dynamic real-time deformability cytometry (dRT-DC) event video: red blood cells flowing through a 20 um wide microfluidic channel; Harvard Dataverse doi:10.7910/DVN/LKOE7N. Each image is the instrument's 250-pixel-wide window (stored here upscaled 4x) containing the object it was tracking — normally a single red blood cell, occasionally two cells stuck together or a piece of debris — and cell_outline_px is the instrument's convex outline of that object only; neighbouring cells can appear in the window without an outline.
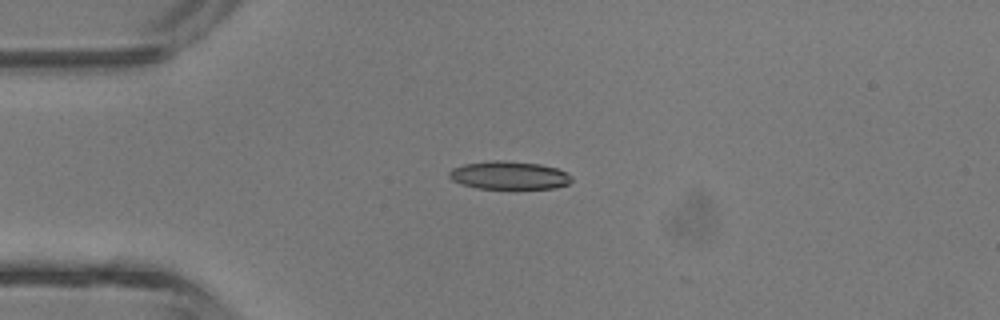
{"species": "common noctule bat (a hibernating species)", "species_latin": "Nyctalus noctula", "temperature_condition": "room temperature", "stored_images_in_passage": 6, "camera_frame_rate_fps": 3000, "um_per_image_px": 0.085, "animal": {"sex": "male", "body_mass_g": 13.3}, "frame": {"image": 1, "passage_image": 1, "time_ms": 0.0, "image_size_px": [1000, 320], "cell_outline_px": [[572, 180], [568, 184], [552, 188], [516, 192], [476, 188], [460, 184], [452, 180], [448, 176], [448, 172], [452, 168], [464, 164], [488, 160], [504, 160], [540, 164], [556, 168], [572, 176]], "centroid_in_image_um": [43.25, 14.95], "position_along_channel_um": 41.8, "area_um2": 21.15}}
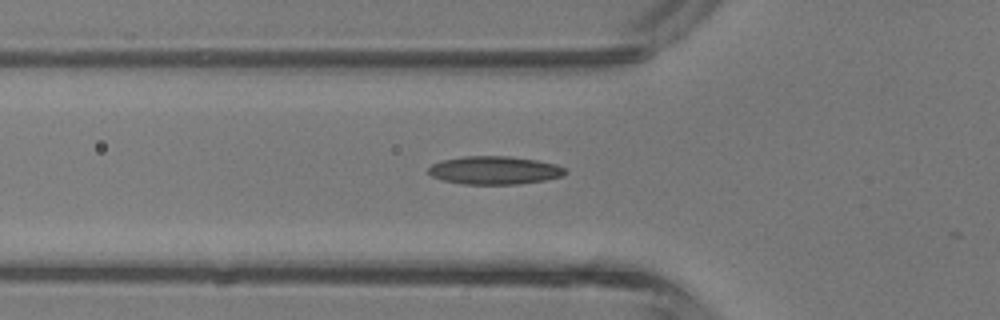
{"frame": {"image": 2, "passage_image": 5, "time_ms": 1.333, "image_size_px": [1000, 320], "cell_outline_px": [[568, 172], [564, 176], [544, 180], [516, 184], [464, 184], [444, 180], [432, 176], [428, 172], [428, 168], [432, 164], [444, 160], [464, 156], [508, 156], [536, 160], [556, 164], [568, 168]], "centroid_in_image_um": [42.09, 14.47], "position_along_channel_um": 83.7, "area_um2": 22.43}}